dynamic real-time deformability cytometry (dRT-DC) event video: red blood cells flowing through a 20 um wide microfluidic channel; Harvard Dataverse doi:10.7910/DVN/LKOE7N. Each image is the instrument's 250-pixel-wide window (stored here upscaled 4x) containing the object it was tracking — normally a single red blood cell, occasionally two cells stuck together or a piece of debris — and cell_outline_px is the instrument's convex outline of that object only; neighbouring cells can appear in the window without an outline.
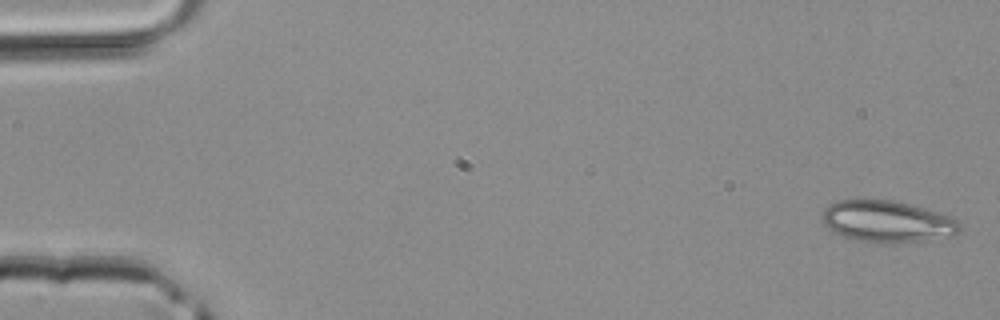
{"species": "common noctule bat (a hibernating species)", "species_latin": "Nyctalus noctula", "temperature_condition": "room temperature", "stored_images_in_passage": 4, "camera_frame_rate_fps": 3000, "um_per_image_px": 0.085, "animal": {"sex": "male", "body_mass_g": 20.4}, "frame": {"image": 1, "passage_image": 1, "time_ms": 0.0, "image_size_px": [1000, 320], "cell_outline_px": [[960, 228], [956, 232], [920, 240], [892, 244], [852, 240], [828, 228], [824, 224], [824, 208], [828, 204], [836, 200], [892, 200], [940, 212], [952, 216], [960, 224]], "centroid_in_image_um": [75.35, 18.81], "position_along_channel_um": 9.6, "area_um2": 32.77}}